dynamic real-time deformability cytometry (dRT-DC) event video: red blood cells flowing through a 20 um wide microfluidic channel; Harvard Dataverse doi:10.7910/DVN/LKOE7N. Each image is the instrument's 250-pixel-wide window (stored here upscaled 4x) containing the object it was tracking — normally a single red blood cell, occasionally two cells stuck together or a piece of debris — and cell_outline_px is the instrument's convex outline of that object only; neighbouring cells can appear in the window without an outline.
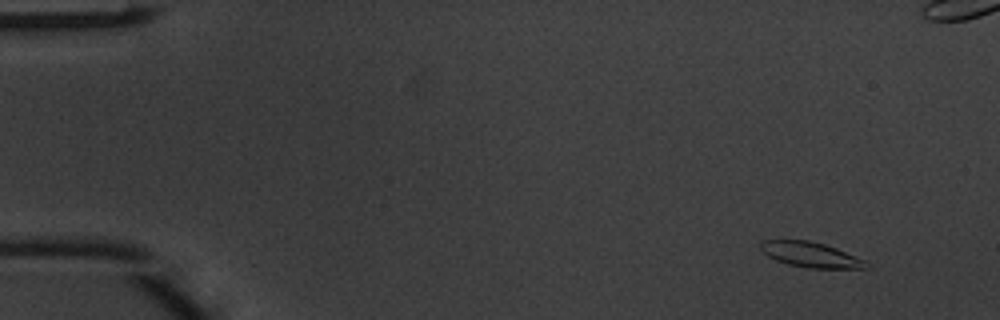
{"species": "common noctule bat (a hibernating species)", "species_latin": "Nyctalus noctula", "temperature_condition": "warm", "stored_images_in_passage": 47, "camera_frame_rate_fps": 3000, "um_per_image_px": 0.085, "animal": {"sex": "male", "body_mass_g": 20.1, "forearm_length_mm": 53.5}, "frame": {"image": 1, "passage_image": 1, "time_ms": 0.0, "image_size_px": [1000, 320], "cell_outline_px": [[868, 268], [808, 268], [788, 264], [776, 260], [768, 256], [760, 248], [760, 240], [808, 240], [824, 244], [836, 248], [856, 256], [864, 260], [868, 264]], "centroid_in_image_um": [68.89, 21.64], "position_along_channel_um": 16.1, "area_um2": 15.37}}
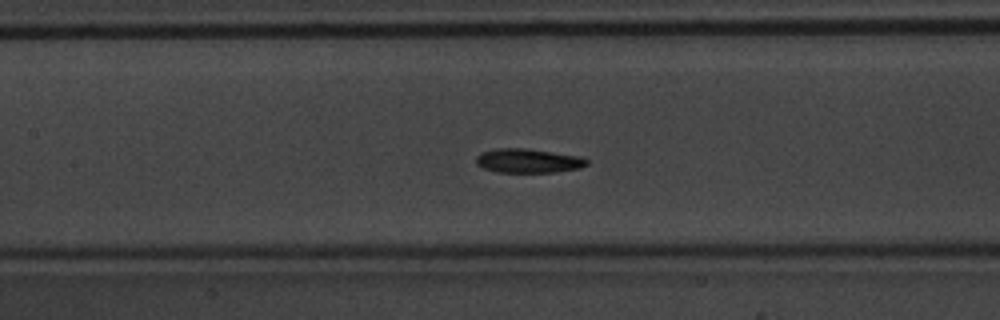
{"frame": {"image": 2, "passage_image": 20, "time_ms": 6.333, "image_size_px": [1000, 320], "cell_outline_px": [[588, 164], [580, 168], [552, 172], [496, 172], [484, 168], [476, 164], [476, 156], [480, 152], [496, 148], [524, 148], [580, 156], [588, 160]], "centroid_in_image_um": [44.86, 13.66], "position_along_channel_um": 162.5, "area_um2": 15.55}}
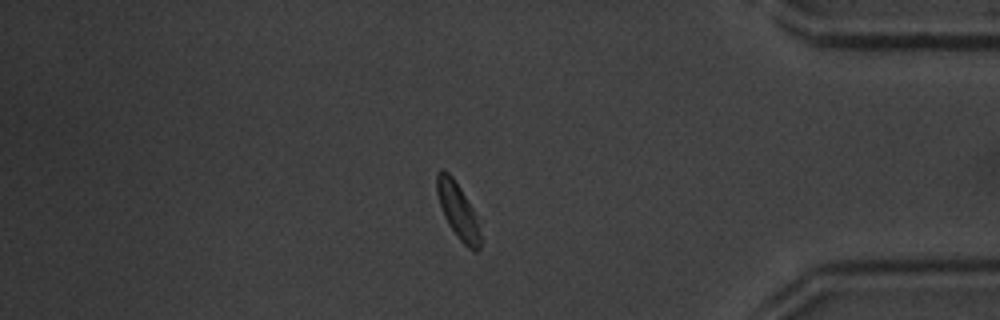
{"frame": {"image": 3, "passage_image": 39, "time_ms": 12.667, "image_size_px": [1000, 320], "cell_outline_px": [[480, 248], [476, 252], [468, 248], [456, 236], [448, 224], [444, 216], [436, 192], [436, 172], [440, 168], [444, 168], [452, 176], [460, 188], [472, 208], [476, 220], [480, 236]], "centroid_in_image_um": [38.87, 17.87], "position_along_channel_um": 396.3, "area_um2": 13.93}, "authors_computed_cell_mechanics": {"area_um2": 15.4326, "velocity_mm_per_s": 4.123, "shape_relaxation_time_tau1_ms": 4.6236, "shape_relaxation_time_tau2_ms": 2.3088, "deformation_change_tau1": 0.1908, "deformation_change_tau2": 0.0799}}